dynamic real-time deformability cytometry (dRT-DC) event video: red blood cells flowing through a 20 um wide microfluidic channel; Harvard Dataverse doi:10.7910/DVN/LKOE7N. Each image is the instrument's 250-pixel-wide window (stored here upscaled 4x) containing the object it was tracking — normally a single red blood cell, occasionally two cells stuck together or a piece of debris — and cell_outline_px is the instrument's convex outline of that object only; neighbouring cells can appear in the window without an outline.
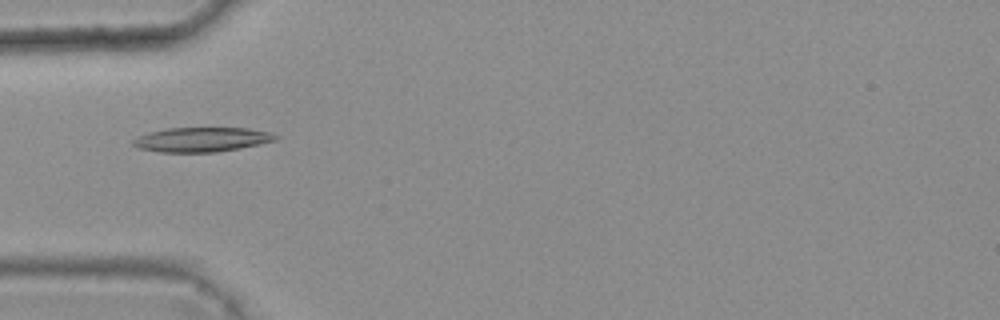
{"species": "common noctule bat (a hibernating species)", "species_latin": "Nyctalus noctula", "temperature_condition": "warm", "stored_images_in_passage": 5, "camera_frame_rate_fps": 3000, "um_per_image_px": 0.085, "animal": {"sex": "female", "body_mass_g": 25.1}, "frame": {"image": 1, "passage_image": 2, "time_ms": 0.333, "image_size_px": [1000, 320], "cell_outline_px": [[280, 136], [276, 140], [260, 144], [240, 148], [216, 152], [160, 152], [140, 148], [132, 144], [132, 140], [148, 132], [164, 128], [248, 128], [272, 132]], "centroid_in_image_um": [17.18, 11.85], "position_along_channel_um": 67.8, "area_um2": 20.4}}
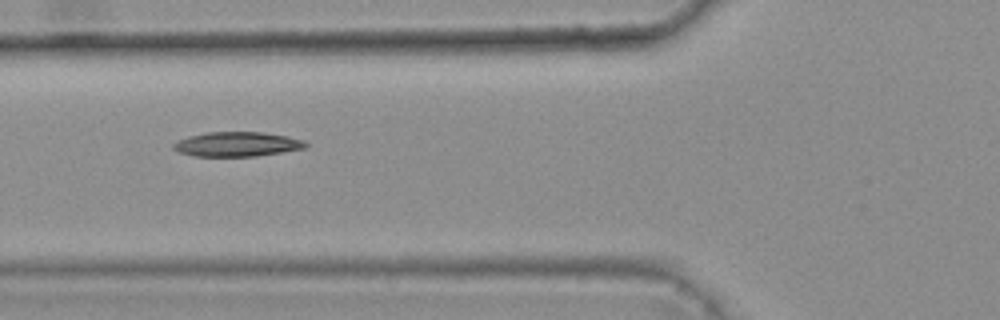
{"frame": {"image": 2, "passage_image": 3, "time_ms": 0.667, "image_size_px": [1000, 320], "cell_outline_px": [[308, 144], [304, 148], [256, 156], [196, 156], [180, 152], [172, 148], [172, 144], [176, 140], [188, 136], [204, 132], [264, 132], [288, 136], [304, 140]], "centroid_in_image_um": [20.12, 12.24], "position_along_channel_um": 105.7, "area_um2": 18.96}}
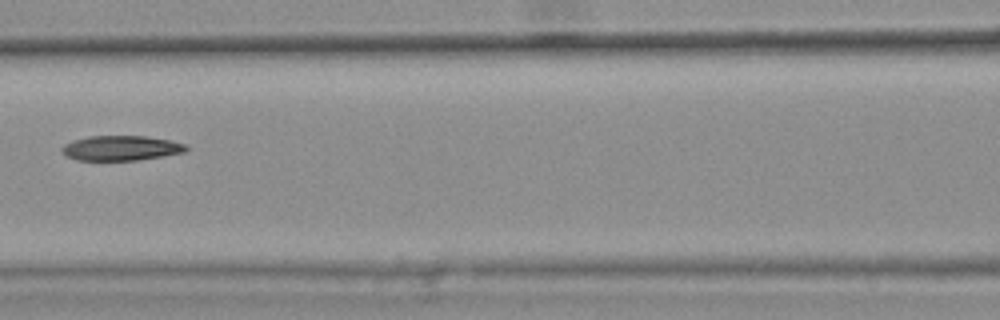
{"frame": {"image": 3, "passage_image": 4, "time_ms": 1.0, "image_size_px": [1000, 320], "cell_outline_px": [[188, 148], [184, 152], [164, 156], [136, 160], [76, 160], [60, 152], [60, 148], [64, 144], [72, 140], [88, 136], [144, 136], [168, 140], [188, 144]], "centroid_in_image_um": [10.26, 12.58], "position_along_channel_um": 156.3, "area_um2": 18.09}}